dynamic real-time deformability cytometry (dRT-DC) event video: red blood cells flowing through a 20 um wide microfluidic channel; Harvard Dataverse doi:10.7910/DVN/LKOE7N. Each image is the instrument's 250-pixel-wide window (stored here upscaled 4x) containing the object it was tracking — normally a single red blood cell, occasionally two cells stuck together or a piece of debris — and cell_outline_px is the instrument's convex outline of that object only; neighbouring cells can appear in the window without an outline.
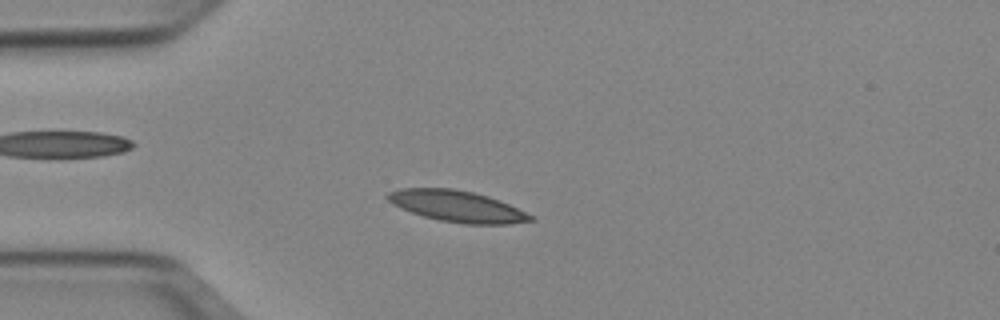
{"species": "Egyptian fruit bat (a non-hibernating species)", "species_latin": "Rousettus aegyptiacus", "temperature_condition": "cold", "stored_images_in_passage": 51, "camera_frame_rate_fps": 3000, "um_per_image_px": 0.085, "animal": {"sex": "female"}, "frame": {"image": 1, "passage_image": 13, "time_ms": 4.0, "image_size_px": [1000, 320], "cell_outline_px": [[536, 220], [508, 224], [464, 224], [440, 220], [424, 216], [400, 208], [392, 204], [384, 196], [388, 192], [400, 188], [452, 188], [472, 192], [488, 196], [500, 200], [536, 216]], "centroid_in_image_um": [38.88, 17.53], "position_along_channel_um": 46.1, "area_um2": 26.18}}
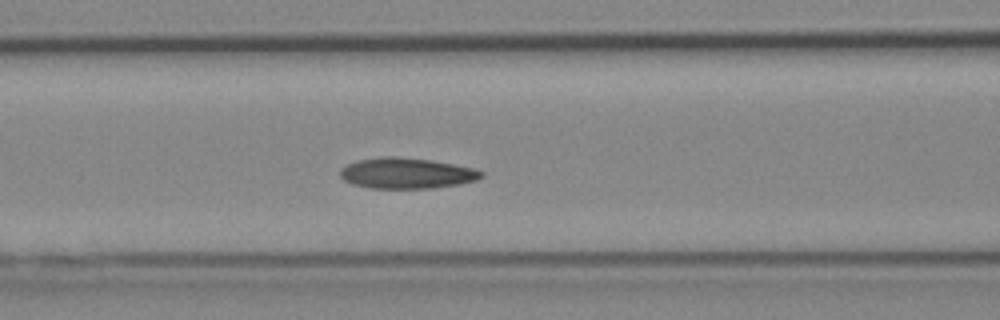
{"frame": {"image": 2, "passage_image": 21, "time_ms": 6.667, "image_size_px": [1000, 320], "cell_outline_px": [[484, 176], [476, 180], [460, 184], [432, 188], [372, 188], [352, 184], [344, 180], [340, 176], [340, 168], [344, 164], [356, 160], [380, 156], [396, 156], [432, 160], [476, 168], [484, 172]], "centroid_in_image_um": [34.55, 14.71], "position_along_channel_um": 132.1, "area_um2": 25.66}}
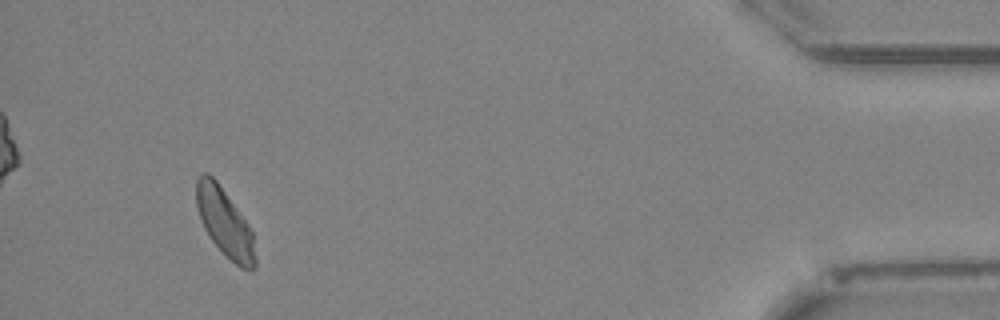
{"frame": {"image": 3, "passage_image": 48, "time_ms": 15.667, "image_size_px": [1000, 320], "cell_outline_px": [[256, 268], [252, 272], [240, 268], [208, 236], [200, 220], [196, 208], [196, 180], [204, 172], [208, 172], [216, 180], [244, 220], [252, 232], [256, 260]], "centroid_in_image_um": [19.08, 18.94], "position_along_channel_um": 416.1, "area_um2": 22.89}, "authors_computed_cell_mechanics": {"area_um2": 24.6228, "velocity_mm_per_s": 3.9079, "shape_relaxation_time_tau1_ms": 4.881, "shape_relaxation_time_tau2_ms": 3.1828, "deformation_change_tau1": 0.131, "deformation_change_tau2": 0.0601}}